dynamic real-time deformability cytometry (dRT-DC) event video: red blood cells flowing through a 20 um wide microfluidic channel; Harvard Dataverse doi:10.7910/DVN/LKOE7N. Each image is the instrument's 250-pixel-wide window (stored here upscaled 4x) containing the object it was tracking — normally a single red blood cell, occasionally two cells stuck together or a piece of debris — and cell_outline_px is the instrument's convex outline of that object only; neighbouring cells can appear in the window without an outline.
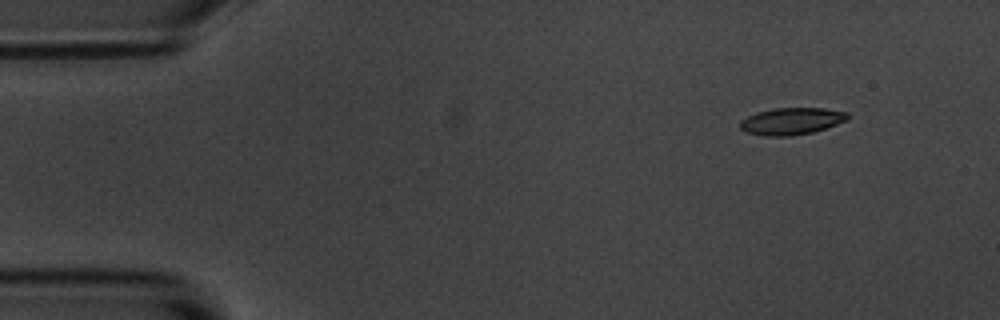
{"species": "common noctule bat (a hibernating species)", "species_latin": "Nyctalus noctula", "temperature_condition": "room temperature", "stored_images_in_passage": 51, "camera_frame_rate_fps": 3000, "um_per_image_px": 0.085, "animal": {"sex": "male", "body_mass_g": 20.1, "forearm_length_mm": 53.5}, "frame": {"image": 1, "passage_image": 1, "time_ms": 0.0, "image_size_px": [1000, 320], "cell_outline_px": [[848, 120], [812, 132], [792, 136], [764, 136], [744, 132], [740, 128], [740, 120], [756, 112], [776, 108], [824, 108], [848, 112]], "centroid_in_image_um": [67.25, 10.3], "position_along_channel_um": 17.8, "area_um2": 16.94}}
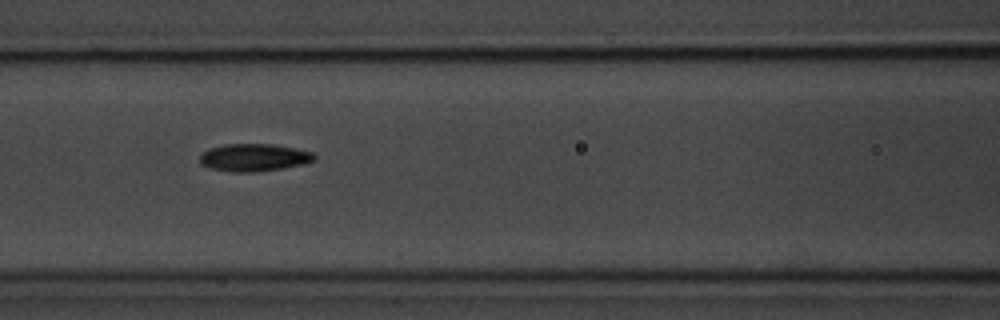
{"frame": {"image": 2, "passage_image": 19, "time_ms": 6.0, "image_size_px": [1000, 320], "cell_outline_px": [[316, 160], [304, 164], [280, 168], [252, 172], [232, 172], [212, 168], [200, 164], [200, 156], [208, 148], [224, 144], [272, 144], [296, 148], [312, 152], [316, 156]], "centroid_in_image_um": [21.6, 13.38], "position_along_channel_um": 145.0, "area_um2": 18.32}}
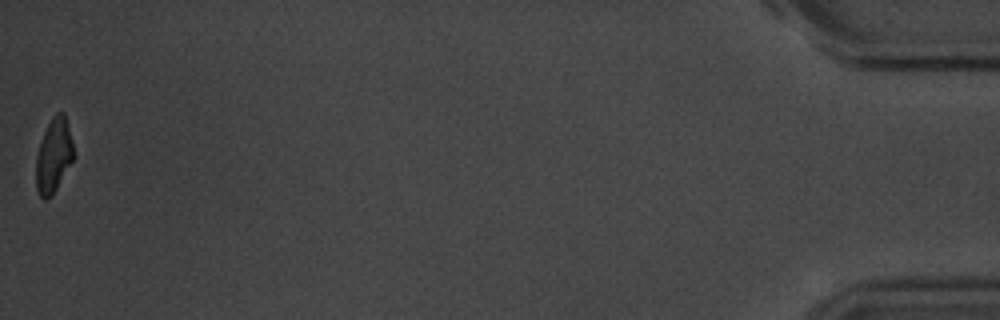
{"frame": {"image": 3, "passage_image": 51, "time_ms": 16.667, "image_size_px": [1000, 320], "cell_outline_px": [[72, 160], [52, 196], [44, 200], [40, 196], [36, 188], [36, 156], [44, 132], [52, 116], [56, 112], [64, 112], [72, 144]], "centroid_in_image_um": [4.53, 13.24], "position_along_channel_um": 430.7, "area_um2": 15.78}, "authors_computed_cell_mechanics": {"area_um2": 17.4556, "velocity_mm_per_s": 3.6008, "shape_relaxation_time_tau1_ms": 2.7528, "shape_relaxation_time_tau2_ms": 7.9859, "deformation_change_tau1": 0.1408, "deformation_change_tau2": 0.1118}}